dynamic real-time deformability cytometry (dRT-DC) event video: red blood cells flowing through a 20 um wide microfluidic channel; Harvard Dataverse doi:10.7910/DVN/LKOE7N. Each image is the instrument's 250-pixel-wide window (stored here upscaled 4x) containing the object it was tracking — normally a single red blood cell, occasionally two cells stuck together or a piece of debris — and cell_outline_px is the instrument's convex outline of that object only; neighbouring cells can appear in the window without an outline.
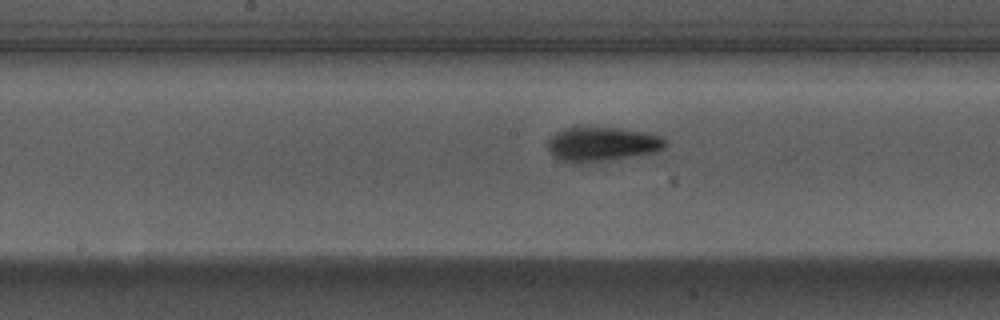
{"species": "Egyptian fruit bat (a non-hibernating species)", "species_latin": "Rousettus aegyptiacus", "temperature_condition": "warm", "stored_images_in_passage": 38, "camera_frame_rate_fps": 3000, "um_per_image_px": 0.085, "animal": {"sex": "male"}, "frame": {"image": 1, "passage_image": 23, "time_ms": 7.333, "image_size_px": [1000, 320], "cell_outline_px": [[668, 144], [664, 148], [656, 152], [596, 164], [568, 164], [560, 160], [548, 148], [548, 136], [564, 128], [576, 124], [620, 128], [644, 132], [660, 136]], "centroid_in_image_um": [51.12, 12.25], "position_along_channel_um": 197.1, "area_um2": 24.91}}
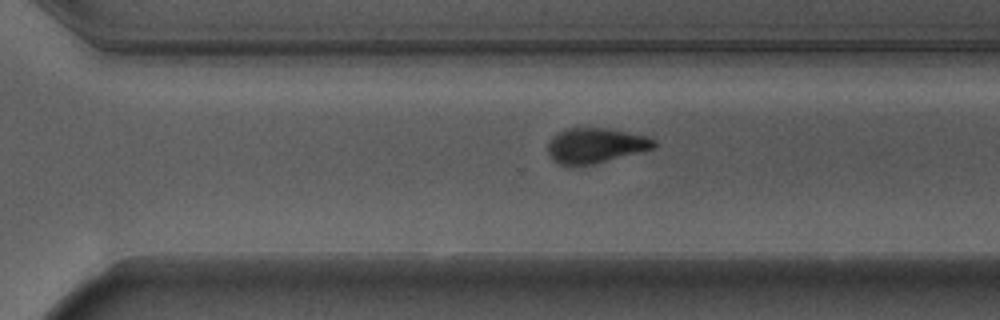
{"frame": {"image": 2, "passage_image": 33, "time_ms": 10.667, "image_size_px": [1000, 320], "cell_outline_px": [[656, 148], [592, 164], [568, 168], [552, 160], [548, 156], [548, 144], [552, 136], [556, 132], [564, 128], [608, 128], [644, 136], [656, 140]], "centroid_in_image_um": [50.55, 12.38], "position_along_channel_um": 320.1, "area_um2": 22.02}}